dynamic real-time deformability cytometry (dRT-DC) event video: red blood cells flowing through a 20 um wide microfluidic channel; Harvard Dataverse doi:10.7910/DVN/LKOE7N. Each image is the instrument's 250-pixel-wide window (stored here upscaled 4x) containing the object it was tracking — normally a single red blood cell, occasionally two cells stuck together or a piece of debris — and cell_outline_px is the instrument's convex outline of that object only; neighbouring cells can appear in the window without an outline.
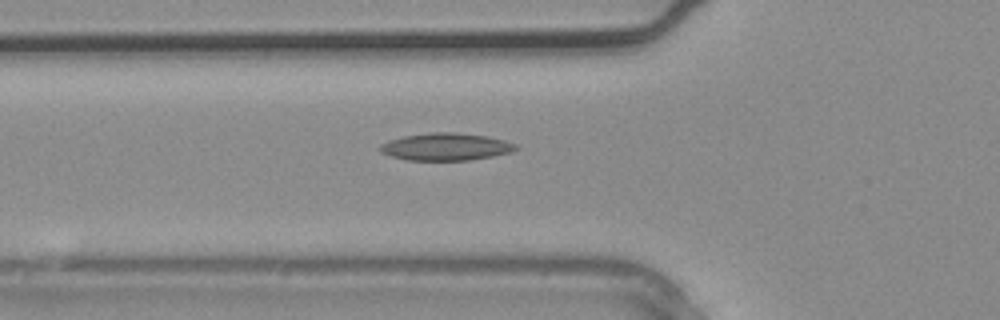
{"species": "common noctule bat (a hibernating species)", "species_latin": "Nyctalus noctula", "temperature_condition": "warm", "stored_images_in_passage": 3, "camera_frame_rate_fps": 3000, "um_per_image_px": 0.085, "animal": {"sex": "male", "body_mass_g": 20.4}, "frame": {"image": 1, "passage_image": 2, "time_ms": 0.333, "image_size_px": [1000, 320], "cell_outline_px": [[520, 148], [512, 152], [492, 156], [468, 160], [404, 160], [380, 152], [376, 148], [380, 144], [388, 140], [404, 136], [432, 132], [456, 132], [488, 136], [504, 140], [516, 144]], "centroid_in_image_um": [37.88, 12.47], "position_along_channel_um": 87.9, "area_um2": 21.85}}